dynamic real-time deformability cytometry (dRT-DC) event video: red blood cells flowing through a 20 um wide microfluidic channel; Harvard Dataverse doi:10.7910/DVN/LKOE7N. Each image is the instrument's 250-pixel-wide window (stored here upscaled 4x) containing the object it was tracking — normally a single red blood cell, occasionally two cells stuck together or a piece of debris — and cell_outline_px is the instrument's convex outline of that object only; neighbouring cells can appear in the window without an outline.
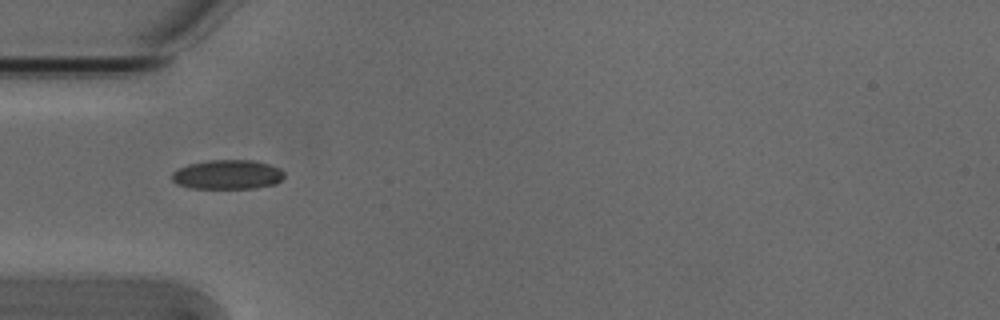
{"species": "Egyptian fruit bat (a non-hibernating species)", "species_latin": "Rousettus aegyptiacus", "temperature_condition": "cold", "stored_images_in_passage": 6, "camera_frame_rate_fps": 3000, "um_per_image_px": 0.085, "animal": {"sex": "male"}, "frame": {"image": 1, "passage_image": 4, "time_ms": 1.0, "image_size_px": [1000, 320], "cell_outline_px": [[284, 176], [276, 184], [252, 188], [188, 188], [176, 184], [172, 180], [172, 172], [188, 164], [212, 160], [252, 160], [268, 164], [280, 168], [284, 172]], "centroid_in_image_um": [19.33, 14.84], "position_along_channel_um": 65.7, "area_um2": 19.19}}
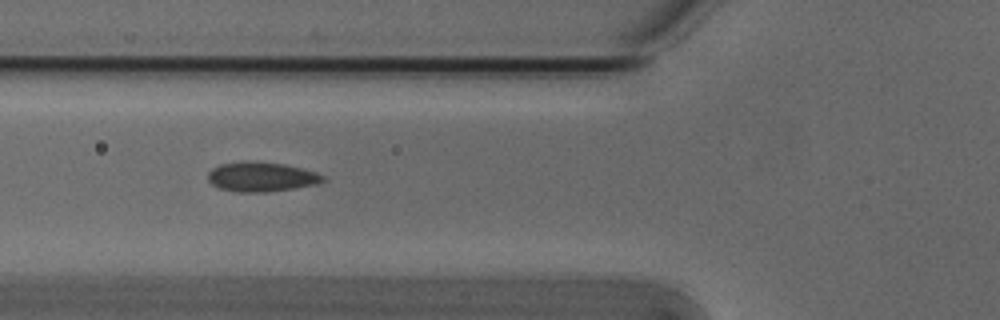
{"frame": {"image": 2, "passage_image": 5, "time_ms": 1.333, "image_size_px": [1000, 320], "cell_outline_px": [[328, 180], [316, 184], [292, 188], [264, 192], [236, 192], [220, 188], [212, 184], [208, 180], [208, 172], [212, 168], [220, 164], [244, 160], [256, 160], [284, 164], [316, 172], [324, 176]], "centroid_in_image_um": [22.2, 15.01], "position_along_channel_um": 103.6, "area_um2": 20.0}}